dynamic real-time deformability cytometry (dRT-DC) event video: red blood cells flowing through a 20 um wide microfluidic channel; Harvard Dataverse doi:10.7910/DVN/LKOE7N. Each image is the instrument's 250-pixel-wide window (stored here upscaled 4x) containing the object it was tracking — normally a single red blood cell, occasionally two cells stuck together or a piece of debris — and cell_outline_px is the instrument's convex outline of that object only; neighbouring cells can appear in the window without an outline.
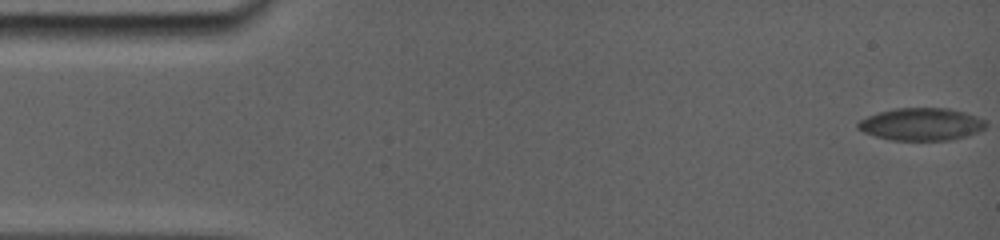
{"species": "common noctule bat (a hibernating species)", "species_latin": "Nyctalus noctula", "temperature_condition": "room temperature", "stored_images_in_passage": 13, "camera_frame_rate_fps": 5000, "um_per_image_px": 0.085, "animal": {"sex": "female", "body_mass_g": 19.0, "forearm_length_mm": 56.7}, "frame": {"image": 1, "passage_image": 1, "time_ms": 0.0, "image_size_px": [1000, 240], "cell_outline_px": [[984, 128], [960, 136], [940, 140], [900, 140], [880, 136], [868, 132], [860, 128], [856, 124], [860, 120], [880, 112], [896, 108], [948, 108], [984, 120]], "centroid_in_image_um": [78.27, 10.53], "position_along_channel_um": 6.7, "area_um2": 22.77}}
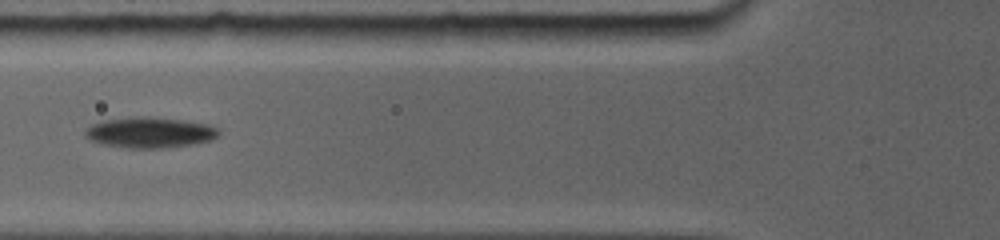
{"frame": {"image": 2, "passage_image": 8, "time_ms": 6.4, "image_size_px": [1000, 240], "cell_outline_px": [[216, 136], [208, 140], [184, 144], [152, 148], [128, 148], [108, 144], [96, 140], [88, 136], [88, 128], [104, 120], [180, 120], [204, 124], [216, 128]], "centroid_in_image_um": [12.76, 11.3], "position_along_channel_um": 113.0, "area_um2": 21.1}}
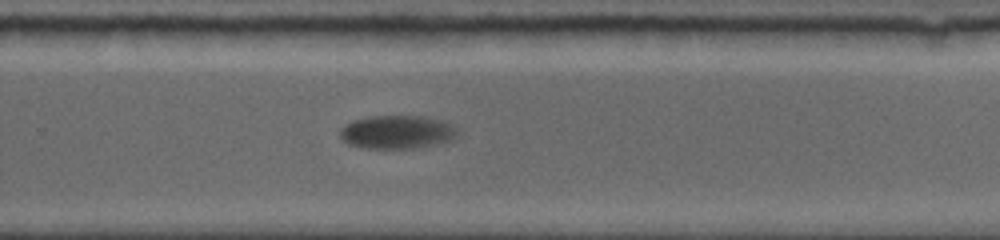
{"frame": {"image": 3, "passage_image": 13, "time_ms": 11.4, "image_size_px": [1000, 240], "cell_outline_px": [[460, 132], [452, 140], [444, 144], [416, 148], [368, 148], [348, 144], [340, 136], [340, 128], [352, 120], [368, 116], [424, 116], [440, 120], [456, 128]], "centroid_in_image_um": [33.78, 11.23], "position_along_channel_um": 296.0, "area_um2": 23.06}}